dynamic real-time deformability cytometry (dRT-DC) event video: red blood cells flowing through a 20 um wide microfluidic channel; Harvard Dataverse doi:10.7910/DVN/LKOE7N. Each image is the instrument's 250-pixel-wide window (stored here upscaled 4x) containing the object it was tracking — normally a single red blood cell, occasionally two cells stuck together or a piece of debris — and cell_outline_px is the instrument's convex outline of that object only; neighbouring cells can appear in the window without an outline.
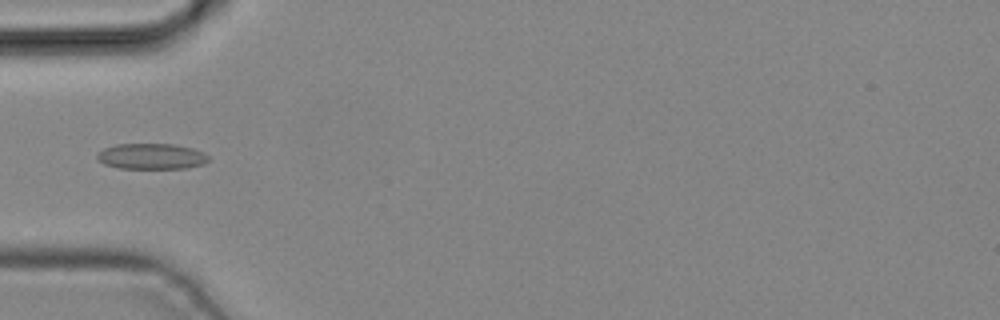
{"species": "common noctule bat (a hibernating species)", "species_latin": "Nyctalus noctula", "temperature_condition": "cold", "stored_images_in_passage": 5, "camera_frame_rate_fps": 3000, "um_per_image_px": 0.085, "animal": {"sex": "male", "body_mass_g": 19.2, "forearm_length_mm": 51.8}, "frame": {"image": 1, "passage_image": 4, "time_ms": 1.0, "image_size_px": [1000, 320], "cell_outline_px": [[208, 160], [204, 164], [188, 168], [120, 168], [104, 164], [96, 156], [104, 148], [116, 144], [176, 144], [192, 148], [204, 152], [208, 156]], "centroid_in_image_um": [12.91, 13.28], "position_along_channel_um": 72.1, "area_um2": 16.65}}
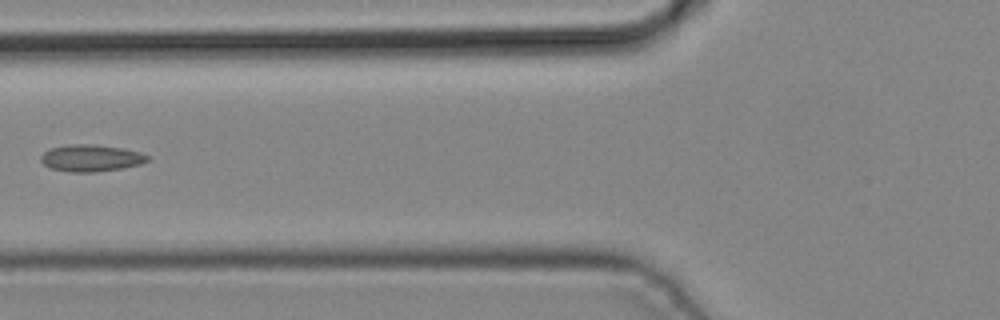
{"frame": {"image": 2, "passage_image": 5, "time_ms": 1.333, "image_size_px": [1000, 320], "cell_outline_px": [[148, 160], [140, 164], [120, 168], [96, 172], [68, 172], [48, 168], [40, 160], [40, 156], [44, 152], [52, 148], [68, 144], [92, 144], [120, 148], [140, 152], [148, 156]], "centroid_in_image_um": [7.68, 13.44], "position_along_channel_um": 118.1, "area_um2": 16.59}}